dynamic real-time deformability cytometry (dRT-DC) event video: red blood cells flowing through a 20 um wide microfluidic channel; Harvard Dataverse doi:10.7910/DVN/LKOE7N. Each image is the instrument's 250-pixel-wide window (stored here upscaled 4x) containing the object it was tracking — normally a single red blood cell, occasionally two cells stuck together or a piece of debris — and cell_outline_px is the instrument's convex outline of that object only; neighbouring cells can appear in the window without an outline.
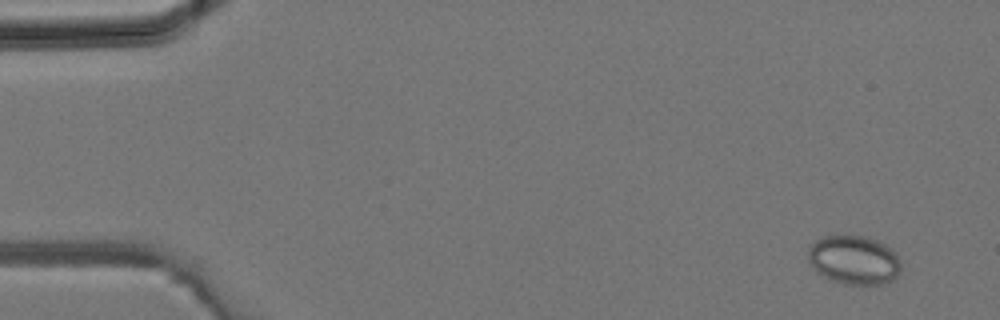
{"species": "common noctule bat (a hibernating species)", "species_latin": "Nyctalus noctula", "temperature_condition": "room temperature", "stored_images_in_passage": 3, "camera_frame_rate_fps": 3000, "um_per_image_px": 0.085, "animal": {"sex": "male", "body_mass_g": 19.2, "forearm_length_mm": 51.8}, "frame": {"image": 1, "passage_image": 1, "time_ms": 0.0, "image_size_px": [1000, 320], "cell_outline_px": [[900, 272], [892, 280], [884, 284], [844, 284], [832, 280], [816, 272], [808, 264], [808, 248], [820, 236], [864, 236], [876, 240], [892, 248], [896, 252], [900, 260]], "centroid_in_image_um": [72.58, 22.1], "position_along_channel_um": 12.4, "area_um2": 26.7}}